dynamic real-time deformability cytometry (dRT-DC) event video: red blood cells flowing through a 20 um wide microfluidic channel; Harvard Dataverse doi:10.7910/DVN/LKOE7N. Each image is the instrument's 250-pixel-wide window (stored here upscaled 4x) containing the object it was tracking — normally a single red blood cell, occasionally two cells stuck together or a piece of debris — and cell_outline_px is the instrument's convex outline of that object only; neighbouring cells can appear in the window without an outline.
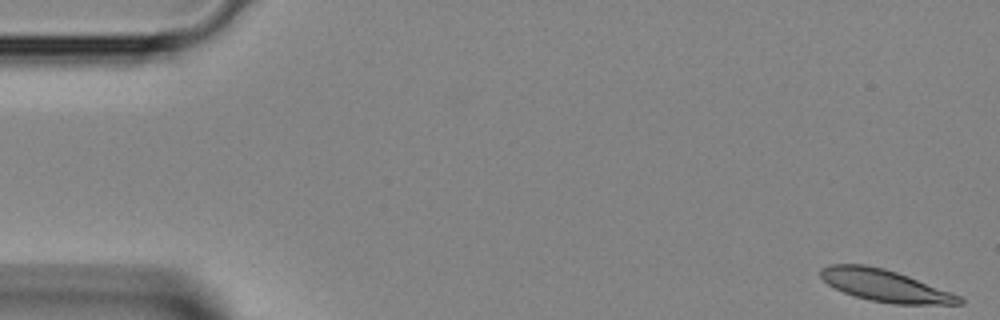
{"species": "Egyptian fruit bat (a non-hibernating species)", "species_latin": "Rousettus aegyptiacus", "temperature_condition": "room temperature", "stored_images_in_passage": 11, "camera_frame_rate_fps": 3000, "um_per_image_px": 0.085, "animal": {"sex": "female"}, "frame": {"image": 1, "passage_image": 1, "time_ms": 0.0, "image_size_px": [1000, 320], "cell_outline_px": [[964, 304], [896, 304], [872, 300], [856, 296], [844, 292], [828, 284], [820, 276], [820, 268], [832, 264], [864, 264], [884, 268], [908, 276], [952, 292], [960, 296], [964, 300]], "centroid_in_image_um": [75.25, 24.27], "position_along_channel_um": 9.8, "area_um2": 25.55}}
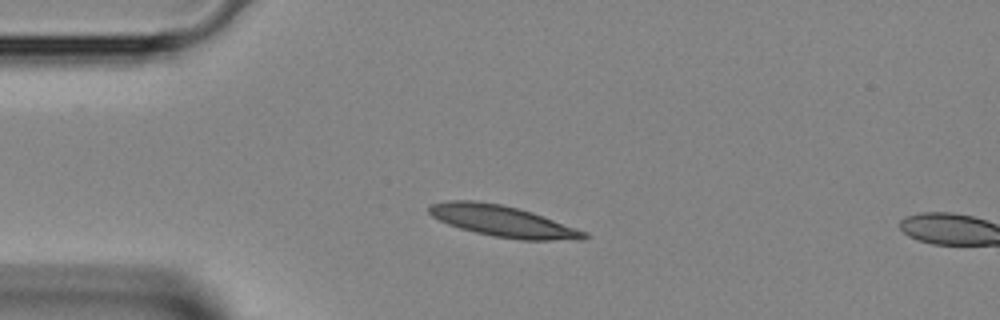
{"frame": {"image": 2, "passage_image": 10, "time_ms": 3.0, "image_size_px": [1000, 320], "cell_outline_px": [[588, 236], [584, 240], [520, 240], [492, 236], [460, 228], [448, 224], [432, 216], [428, 212], [428, 208], [432, 204], [448, 200], [476, 200], [500, 204], [532, 212], [588, 232]], "centroid_in_image_um": [42.76, 18.8], "position_along_channel_um": 42.2, "area_um2": 28.15}}